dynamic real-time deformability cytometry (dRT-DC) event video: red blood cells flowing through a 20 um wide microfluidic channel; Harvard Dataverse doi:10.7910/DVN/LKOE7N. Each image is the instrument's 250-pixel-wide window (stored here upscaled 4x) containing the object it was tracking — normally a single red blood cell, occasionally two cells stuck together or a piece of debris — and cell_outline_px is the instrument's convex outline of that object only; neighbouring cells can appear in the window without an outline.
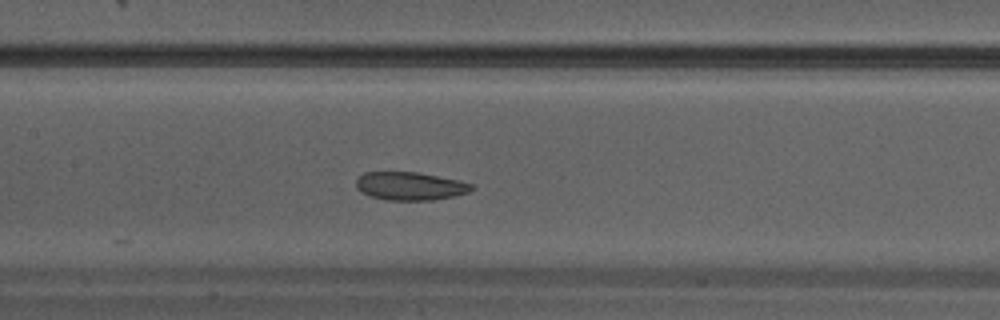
{"species": "Egyptian fruit bat (a non-hibernating species)", "species_latin": "Rousettus aegyptiacus", "temperature_condition": "warm", "stored_images_in_passage": 33, "camera_frame_rate_fps": 3000, "um_per_image_px": 0.085, "animal": {"sex": "male"}, "frame": {"image": 1, "passage_image": 15, "time_ms": 4.667, "image_size_px": [1000, 320], "cell_outline_px": [[476, 188], [468, 192], [456, 196], [432, 200], [388, 200], [372, 196], [360, 192], [356, 188], [356, 180], [364, 172], [416, 172], [460, 180], [472, 184]], "centroid_in_image_um": [34.88, 15.82], "position_along_channel_um": 172.5, "area_um2": 19.02}}